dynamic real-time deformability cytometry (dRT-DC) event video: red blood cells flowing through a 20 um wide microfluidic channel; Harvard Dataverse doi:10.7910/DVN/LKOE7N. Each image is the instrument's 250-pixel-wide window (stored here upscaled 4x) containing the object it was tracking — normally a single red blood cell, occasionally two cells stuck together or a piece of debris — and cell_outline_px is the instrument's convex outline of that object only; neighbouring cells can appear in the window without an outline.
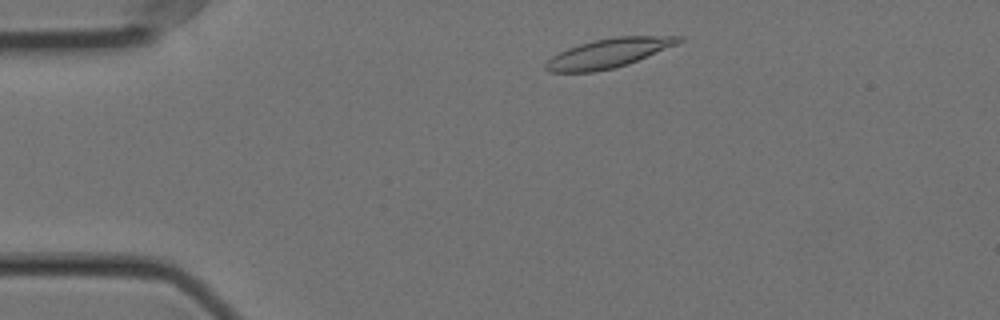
{"species": "Egyptian fruit bat (a non-hibernating species)", "species_latin": "Rousettus aegyptiacus", "temperature_condition": "cold", "stored_images_in_passage": 50, "camera_frame_rate_fps": 3000, "um_per_image_px": 0.085, "animal": {"sex": "female"}, "frame": {"image": 1, "passage_image": 4, "time_ms": 1.0, "image_size_px": [1000, 320], "cell_outline_px": [[684, 40], [676, 44], [628, 64], [612, 68], [592, 72], [548, 72], [544, 68], [544, 64], [552, 56], [568, 48], [580, 44], [612, 36], [684, 36]], "centroid_in_image_um": [51.7, 4.51], "position_along_channel_um": 33.3, "area_um2": 22.37}}
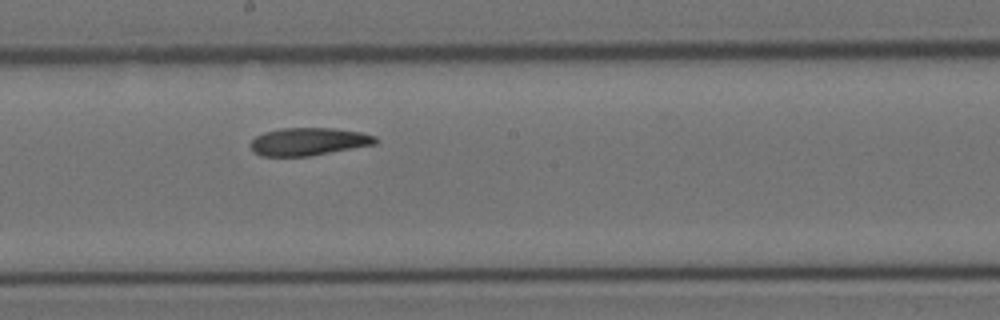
{"frame": {"image": 2, "passage_image": 24, "time_ms": 7.667, "image_size_px": [1000, 320], "cell_outline_px": [[380, 140], [376, 144], [308, 156], [260, 156], [252, 152], [248, 144], [256, 136], [264, 132], [280, 128], [336, 128], [360, 132], [376, 136]], "centroid_in_image_um": [26.2, 12.03], "position_along_channel_um": 222.0, "area_um2": 20.4}}
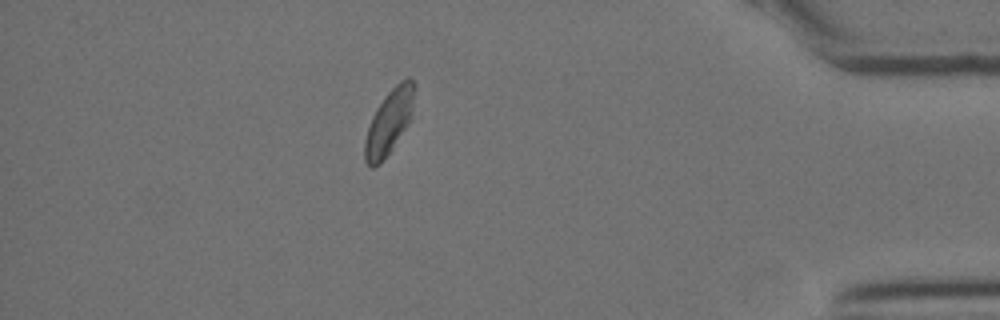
{"frame": {"image": 3, "passage_image": 43, "time_ms": 14.0, "image_size_px": [1000, 320], "cell_outline_px": [[416, 84], [412, 112], [408, 124], [392, 148], [380, 164], [372, 168], [364, 160], [364, 140], [372, 116], [376, 108], [384, 96], [400, 80], [408, 76]], "centroid_in_image_um": [33.07, 10.33], "position_along_channel_um": 402.1, "area_um2": 18.73}, "authors_computed_cell_mechanics": {"area_um2": 20.5768, "velocity_mm_per_s": 3.5097, "shape_relaxation_time_tau1_ms": null, "shape_relaxation_time_tau2_ms": 3.0522, "deformation_change_tau1": null, "deformation_change_tau2": 0.0965}}